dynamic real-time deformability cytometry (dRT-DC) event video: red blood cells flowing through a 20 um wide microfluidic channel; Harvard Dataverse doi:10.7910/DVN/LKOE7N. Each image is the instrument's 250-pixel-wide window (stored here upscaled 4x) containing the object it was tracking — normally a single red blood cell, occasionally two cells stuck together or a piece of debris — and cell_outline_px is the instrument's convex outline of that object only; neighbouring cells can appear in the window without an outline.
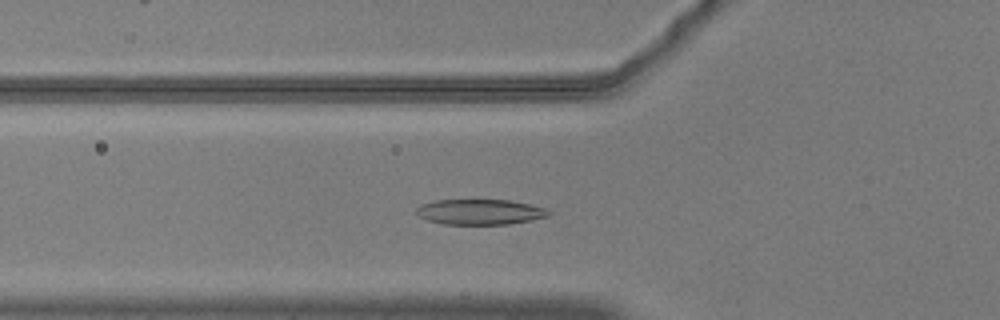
{"species": "common noctule bat (a hibernating species)", "species_latin": "Nyctalus noctula", "temperature_condition": "warm", "stored_images_in_passage": 41, "camera_frame_rate_fps": 3000, "um_per_image_px": 0.085, "animal": {"sex": "male", "body_mass_g": 20.5, "forearm_length_mm": 52.5}, "frame": {"image": 1, "passage_image": 6, "time_ms": 1.667, "image_size_px": [1000, 320], "cell_outline_px": [[552, 212], [548, 216], [508, 224], [444, 224], [428, 220], [420, 216], [416, 212], [416, 208], [420, 204], [436, 200], [512, 200], [544, 208]], "centroid_in_image_um": [40.77, 18.0], "position_along_channel_um": 85.0, "area_um2": 19.36}}
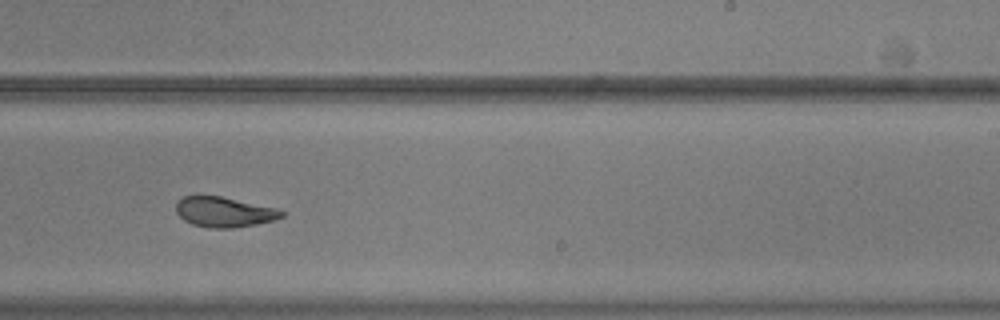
{"frame": {"image": 2, "passage_image": 21, "time_ms": 6.667, "image_size_px": [1000, 320], "cell_outline_px": [[284, 216], [272, 220], [256, 224], [232, 228], [208, 228], [192, 224], [184, 220], [176, 212], [176, 204], [184, 196], [196, 192], [220, 196], [276, 208], [284, 212]], "centroid_in_image_um": [18.98, 17.99], "position_along_channel_um": 270.0, "area_um2": 18.84}}
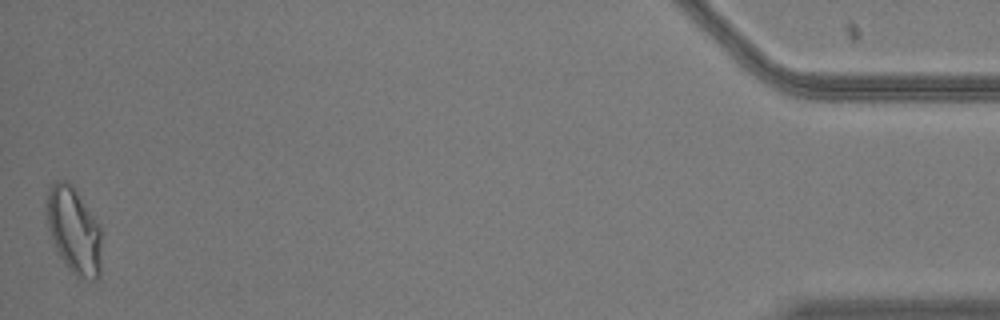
{"frame": {"image": 3, "passage_image": 41, "time_ms": 13.333, "image_size_px": [1000, 320], "cell_outline_px": [[100, 276], [96, 280], [92, 280], [76, 276], [72, 272], [60, 256], [56, 248], [48, 228], [48, 188], [56, 180], [64, 180], [72, 184], [100, 224]], "centroid_in_image_um": [6.31, 19.58], "position_along_channel_um": 428.9, "area_um2": 27.28}, "authors_computed_cell_mechanics": {"area_um2": 19.363, "velocity_mm_per_s": 3.6801, "shape_relaxation_time_tau1_ms": 5.0724, "shape_relaxation_time_tau2_ms": 1.7769, "deformation_change_tau1": 0.1817, "deformation_change_tau2": 0.0861}}